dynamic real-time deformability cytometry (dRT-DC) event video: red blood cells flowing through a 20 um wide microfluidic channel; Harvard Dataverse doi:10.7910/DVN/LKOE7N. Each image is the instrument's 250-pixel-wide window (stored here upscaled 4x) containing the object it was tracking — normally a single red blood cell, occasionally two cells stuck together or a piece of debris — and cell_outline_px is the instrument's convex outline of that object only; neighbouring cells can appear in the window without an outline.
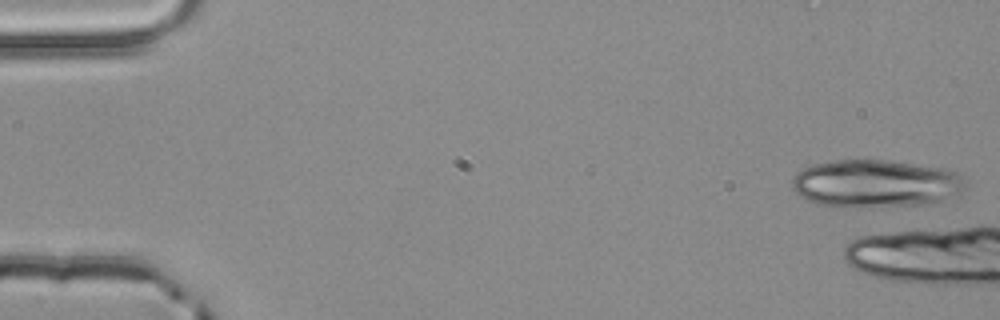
{"species": "common noctule bat (a hibernating species)", "species_latin": "Nyctalus noctula", "temperature_condition": "room temperature", "stored_images_in_passage": 1, "camera_frame_rate_fps": 3000, "um_per_image_px": 0.085, "animal": {"sex": "male", "body_mass_g": 20.4}, "frame": {"image": 1, "passage_image": 1, "time_ms": 0.0, "image_size_px": [1000, 320], "cell_outline_px": [[968, 188], [960, 196], [928, 204], [820, 204], [808, 200], [800, 196], [792, 188], [792, 180], [804, 168], [812, 164], [836, 160], [888, 160], [944, 168], [956, 172], [960, 176]], "centroid_in_image_um": [74.52, 15.56], "position_along_channel_um": 10.5, "area_um2": 47.05}}